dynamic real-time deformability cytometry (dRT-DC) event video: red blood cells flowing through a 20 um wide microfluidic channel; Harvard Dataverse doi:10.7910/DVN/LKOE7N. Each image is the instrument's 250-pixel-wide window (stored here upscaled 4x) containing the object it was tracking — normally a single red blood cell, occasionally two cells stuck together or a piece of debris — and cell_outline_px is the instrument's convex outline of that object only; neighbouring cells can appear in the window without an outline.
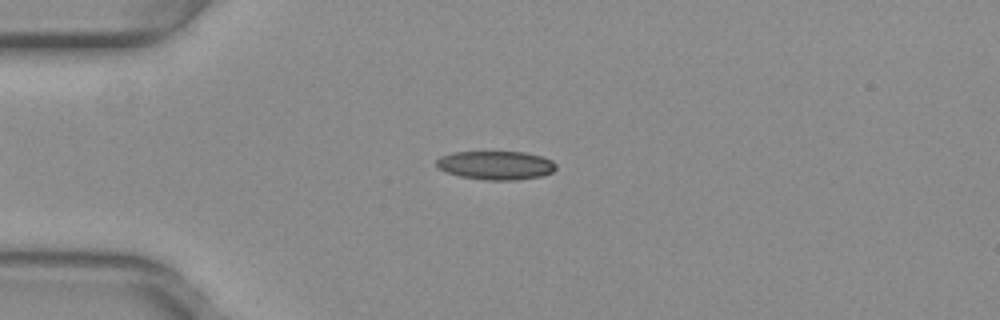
{"species": "common noctule bat (a hibernating species)", "species_latin": "Nyctalus noctula", "temperature_condition": "warm", "stored_images_in_passage": 25, "camera_frame_rate_fps": 3000, "um_per_image_px": 0.085, "animal": {"sex": "female", "body_mass_g": 29.2, "forearm_length_mm": 56.3}, "frame": {"image": 1, "passage_image": 13, "time_ms": 4.0, "image_size_px": [1000, 320], "cell_outline_px": [[556, 168], [552, 172], [544, 176], [516, 180], [488, 180], [460, 176], [444, 172], [436, 168], [436, 160], [440, 156], [452, 152], [524, 152], [540, 156], [552, 160], [556, 164]], "centroid_in_image_um": [42.12, 14.05], "position_along_channel_um": 42.9, "area_um2": 20.17}}
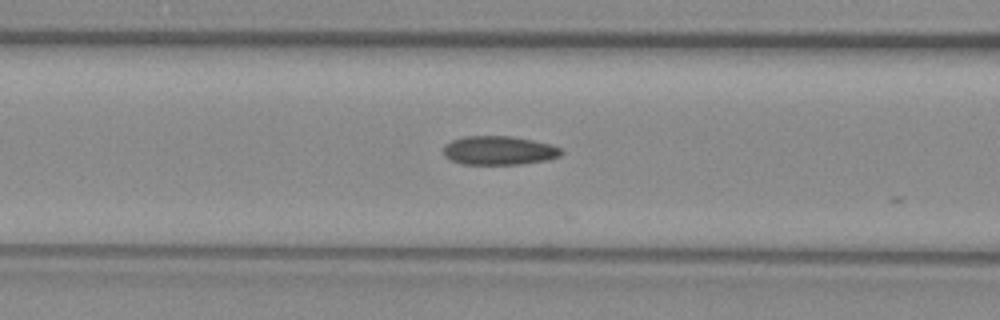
{"frame": {"image": 2, "passage_image": 21, "time_ms": 6.667, "image_size_px": [1000, 320], "cell_outline_px": [[564, 152], [560, 156], [548, 160], [524, 164], [460, 164], [444, 156], [444, 144], [452, 140], [464, 136], [512, 136], [552, 144], [560, 148]], "centroid_in_image_um": [42.43, 12.79], "position_along_channel_um": 124.2, "area_um2": 20.0}}
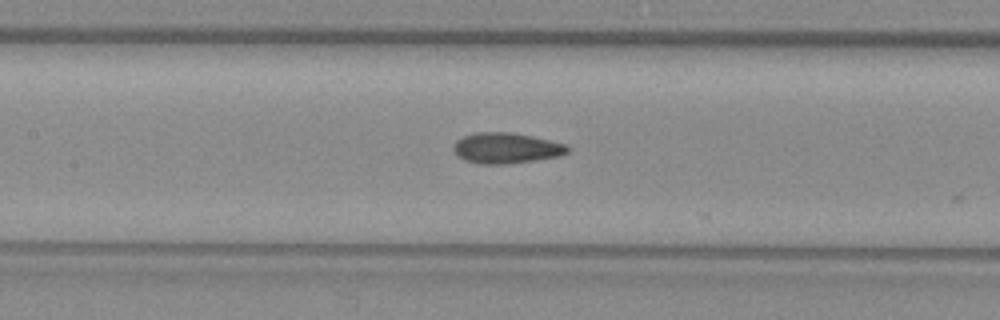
{"frame": {"image": 3, "passage_image": 24, "time_ms": 7.667, "image_size_px": [1000, 320], "cell_outline_px": [[568, 152], [560, 156], [536, 160], [508, 164], [480, 164], [464, 160], [452, 148], [456, 140], [464, 136], [476, 132], [508, 132], [532, 136], [564, 144], [568, 148]], "centroid_in_image_um": [43.01, 12.59], "position_along_channel_um": 164.4, "area_um2": 20.23}}